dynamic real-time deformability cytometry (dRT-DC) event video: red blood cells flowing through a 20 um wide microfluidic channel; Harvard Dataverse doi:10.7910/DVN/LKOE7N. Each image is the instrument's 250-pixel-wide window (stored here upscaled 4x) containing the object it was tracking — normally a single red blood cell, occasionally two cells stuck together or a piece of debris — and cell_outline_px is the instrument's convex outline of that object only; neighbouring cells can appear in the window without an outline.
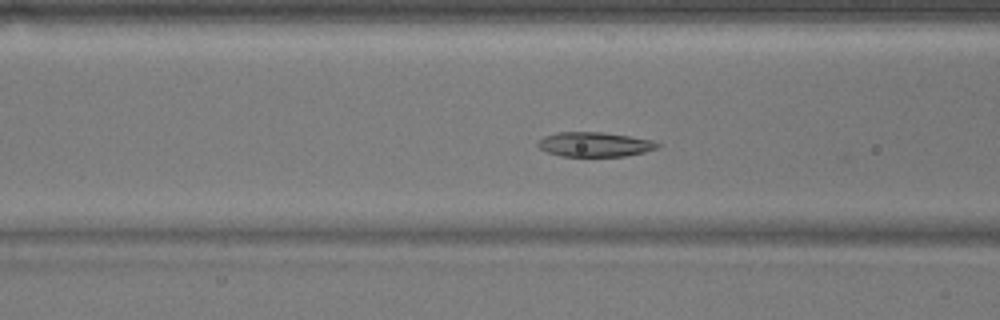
{"species": "common noctule bat (a hibernating species)", "species_latin": "Nyctalus noctula", "temperature_condition": "warm", "stored_images_in_passage": 29, "camera_frame_rate_fps": 3000, "um_per_image_px": 0.085, "animal": {"sex": "male", "body_mass_g": 17.9}, "frame": {"image": 1, "passage_image": 4, "time_ms": 1.0, "image_size_px": [1000, 320], "cell_outline_px": [[660, 148], [644, 152], [624, 156], [560, 156], [548, 152], [540, 148], [536, 144], [544, 136], [556, 132], [604, 132], [652, 140], [660, 144]], "centroid_in_image_um": [50.55, 12.27], "position_along_channel_um": 116.0, "area_um2": 17.11}}
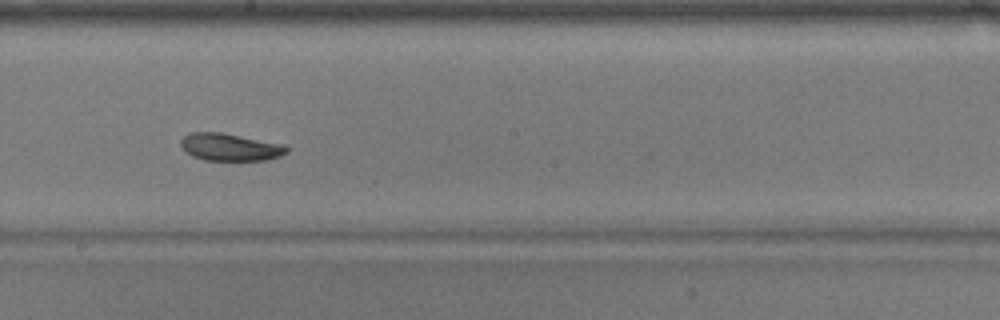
{"frame": {"image": 2, "passage_image": 13, "time_ms": 4.0, "image_size_px": [1000, 320], "cell_outline_px": [[288, 152], [280, 156], [268, 160], [204, 160], [192, 156], [180, 144], [180, 140], [184, 136], [192, 132], [220, 132], [284, 144], [288, 148]], "centroid_in_image_um": [19.58, 12.5], "position_along_channel_um": 228.6, "area_um2": 16.82}}
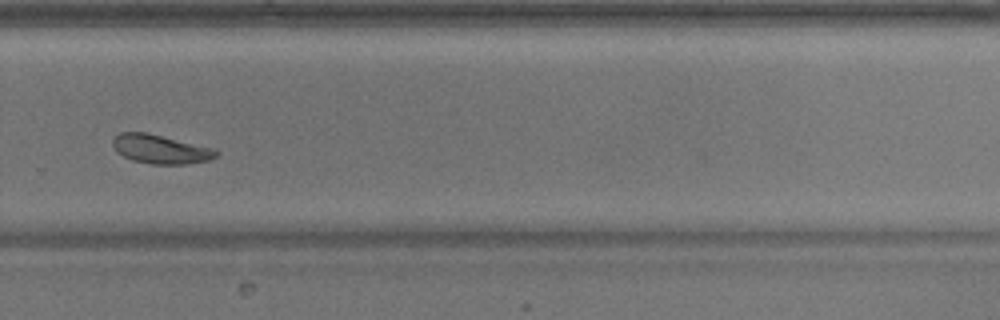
{"frame": {"image": 3, "passage_image": 20, "time_ms": 6.333, "image_size_px": [1000, 320], "cell_outline_px": [[220, 152], [216, 156], [208, 160], [184, 164], [152, 164], [132, 160], [116, 152], [112, 144], [112, 140], [120, 132], [144, 132], [216, 148]], "centroid_in_image_um": [13.65, 12.68], "position_along_channel_um": 316.2, "area_um2": 17.4}, "authors_computed_cell_mechanics": {"area_um2": 17.2244, "velocity_mm_per_s": 3.7602, "shape_relaxation_time_tau1_ms": 2.4008, "shape_relaxation_time_tau2_ms": 2.4421, "deformation_change_tau1": 0.0835, "deformation_change_tau2": 0.0643}}